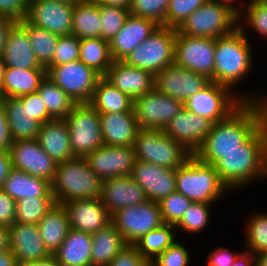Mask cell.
Segmentation results:
<instances>
[{
	"label": "cell",
	"instance_id": "6",
	"mask_svg": "<svg viewBox=\"0 0 267 266\" xmlns=\"http://www.w3.org/2000/svg\"><path fill=\"white\" fill-rule=\"evenodd\" d=\"M238 28V12L220 0H207L176 29L193 37L218 38Z\"/></svg>",
	"mask_w": 267,
	"mask_h": 266
},
{
	"label": "cell",
	"instance_id": "57",
	"mask_svg": "<svg viewBox=\"0 0 267 266\" xmlns=\"http://www.w3.org/2000/svg\"><path fill=\"white\" fill-rule=\"evenodd\" d=\"M17 23L14 19L0 15V54L4 50L6 40L11 28Z\"/></svg>",
	"mask_w": 267,
	"mask_h": 266
},
{
	"label": "cell",
	"instance_id": "58",
	"mask_svg": "<svg viewBox=\"0 0 267 266\" xmlns=\"http://www.w3.org/2000/svg\"><path fill=\"white\" fill-rule=\"evenodd\" d=\"M12 168L9 151L0 152V189Z\"/></svg>",
	"mask_w": 267,
	"mask_h": 266
},
{
	"label": "cell",
	"instance_id": "61",
	"mask_svg": "<svg viewBox=\"0 0 267 266\" xmlns=\"http://www.w3.org/2000/svg\"><path fill=\"white\" fill-rule=\"evenodd\" d=\"M16 263L17 259L10 249L0 253V266H16Z\"/></svg>",
	"mask_w": 267,
	"mask_h": 266
},
{
	"label": "cell",
	"instance_id": "54",
	"mask_svg": "<svg viewBox=\"0 0 267 266\" xmlns=\"http://www.w3.org/2000/svg\"><path fill=\"white\" fill-rule=\"evenodd\" d=\"M241 252L232 251L226 246H218L213 250H210L207 256L208 266H230Z\"/></svg>",
	"mask_w": 267,
	"mask_h": 266
},
{
	"label": "cell",
	"instance_id": "10",
	"mask_svg": "<svg viewBox=\"0 0 267 266\" xmlns=\"http://www.w3.org/2000/svg\"><path fill=\"white\" fill-rule=\"evenodd\" d=\"M243 101L228 87L210 82L201 91L189 97L184 108L212 123L225 120Z\"/></svg>",
	"mask_w": 267,
	"mask_h": 266
},
{
	"label": "cell",
	"instance_id": "42",
	"mask_svg": "<svg viewBox=\"0 0 267 266\" xmlns=\"http://www.w3.org/2000/svg\"><path fill=\"white\" fill-rule=\"evenodd\" d=\"M214 204L192 202L185 211L182 219L175 225L177 232L193 234V236L205 231L210 225L211 206Z\"/></svg>",
	"mask_w": 267,
	"mask_h": 266
},
{
	"label": "cell",
	"instance_id": "13",
	"mask_svg": "<svg viewBox=\"0 0 267 266\" xmlns=\"http://www.w3.org/2000/svg\"><path fill=\"white\" fill-rule=\"evenodd\" d=\"M111 223L120 232L123 240L133 245L143 235L160 227L163 220L159 204L147 200L116 211L111 215Z\"/></svg>",
	"mask_w": 267,
	"mask_h": 266
},
{
	"label": "cell",
	"instance_id": "12",
	"mask_svg": "<svg viewBox=\"0 0 267 266\" xmlns=\"http://www.w3.org/2000/svg\"><path fill=\"white\" fill-rule=\"evenodd\" d=\"M215 38L193 37L176 30L174 63L214 82Z\"/></svg>",
	"mask_w": 267,
	"mask_h": 266
},
{
	"label": "cell",
	"instance_id": "48",
	"mask_svg": "<svg viewBox=\"0 0 267 266\" xmlns=\"http://www.w3.org/2000/svg\"><path fill=\"white\" fill-rule=\"evenodd\" d=\"M207 0H170L165 17V26L177 29L189 15Z\"/></svg>",
	"mask_w": 267,
	"mask_h": 266
},
{
	"label": "cell",
	"instance_id": "68",
	"mask_svg": "<svg viewBox=\"0 0 267 266\" xmlns=\"http://www.w3.org/2000/svg\"><path fill=\"white\" fill-rule=\"evenodd\" d=\"M145 266H157L155 263H153L152 261H148Z\"/></svg>",
	"mask_w": 267,
	"mask_h": 266
},
{
	"label": "cell",
	"instance_id": "33",
	"mask_svg": "<svg viewBox=\"0 0 267 266\" xmlns=\"http://www.w3.org/2000/svg\"><path fill=\"white\" fill-rule=\"evenodd\" d=\"M46 75V69L6 67L2 85V97L19 98L27 94L36 93Z\"/></svg>",
	"mask_w": 267,
	"mask_h": 266
},
{
	"label": "cell",
	"instance_id": "41",
	"mask_svg": "<svg viewBox=\"0 0 267 266\" xmlns=\"http://www.w3.org/2000/svg\"><path fill=\"white\" fill-rule=\"evenodd\" d=\"M238 27L245 34V36L252 41L249 37L248 31L251 33L267 39V2L266 1H251L246 3L238 12ZM250 27V28H249ZM249 28V29H247ZM247 29V30H246ZM248 34V36H247Z\"/></svg>",
	"mask_w": 267,
	"mask_h": 266
},
{
	"label": "cell",
	"instance_id": "65",
	"mask_svg": "<svg viewBox=\"0 0 267 266\" xmlns=\"http://www.w3.org/2000/svg\"><path fill=\"white\" fill-rule=\"evenodd\" d=\"M220 1L221 2H224V3L228 4V5H230L234 10H236L237 12H239L244 6H246V3H250L252 0H249V2L247 0V2L245 1V3H243V4H241V3L238 4V0L237 1L236 0H220Z\"/></svg>",
	"mask_w": 267,
	"mask_h": 266
},
{
	"label": "cell",
	"instance_id": "67",
	"mask_svg": "<svg viewBox=\"0 0 267 266\" xmlns=\"http://www.w3.org/2000/svg\"><path fill=\"white\" fill-rule=\"evenodd\" d=\"M85 1H89V0H65V2H69V3L85 2Z\"/></svg>",
	"mask_w": 267,
	"mask_h": 266
},
{
	"label": "cell",
	"instance_id": "56",
	"mask_svg": "<svg viewBox=\"0 0 267 266\" xmlns=\"http://www.w3.org/2000/svg\"><path fill=\"white\" fill-rule=\"evenodd\" d=\"M12 143L6 110L0 101V152L8 151Z\"/></svg>",
	"mask_w": 267,
	"mask_h": 266
},
{
	"label": "cell",
	"instance_id": "59",
	"mask_svg": "<svg viewBox=\"0 0 267 266\" xmlns=\"http://www.w3.org/2000/svg\"><path fill=\"white\" fill-rule=\"evenodd\" d=\"M230 266H256L255 255L244 250L237 256L236 260Z\"/></svg>",
	"mask_w": 267,
	"mask_h": 266
},
{
	"label": "cell",
	"instance_id": "19",
	"mask_svg": "<svg viewBox=\"0 0 267 266\" xmlns=\"http://www.w3.org/2000/svg\"><path fill=\"white\" fill-rule=\"evenodd\" d=\"M131 177L148 200L159 202L176 192V170L135 159Z\"/></svg>",
	"mask_w": 267,
	"mask_h": 266
},
{
	"label": "cell",
	"instance_id": "53",
	"mask_svg": "<svg viewBox=\"0 0 267 266\" xmlns=\"http://www.w3.org/2000/svg\"><path fill=\"white\" fill-rule=\"evenodd\" d=\"M18 99L21 102H29V110L40 124L54 120L37 92L21 96Z\"/></svg>",
	"mask_w": 267,
	"mask_h": 266
},
{
	"label": "cell",
	"instance_id": "52",
	"mask_svg": "<svg viewBox=\"0 0 267 266\" xmlns=\"http://www.w3.org/2000/svg\"><path fill=\"white\" fill-rule=\"evenodd\" d=\"M30 0H0V15L19 22L26 18Z\"/></svg>",
	"mask_w": 267,
	"mask_h": 266
},
{
	"label": "cell",
	"instance_id": "8",
	"mask_svg": "<svg viewBox=\"0 0 267 266\" xmlns=\"http://www.w3.org/2000/svg\"><path fill=\"white\" fill-rule=\"evenodd\" d=\"M176 29L159 25L123 61L154 76L174 63Z\"/></svg>",
	"mask_w": 267,
	"mask_h": 266
},
{
	"label": "cell",
	"instance_id": "17",
	"mask_svg": "<svg viewBox=\"0 0 267 266\" xmlns=\"http://www.w3.org/2000/svg\"><path fill=\"white\" fill-rule=\"evenodd\" d=\"M210 82L206 76L173 63L155 75L154 87L162 94L185 103Z\"/></svg>",
	"mask_w": 267,
	"mask_h": 266
},
{
	"label": "cell",
	"instance_id": "51",
	"mask_svg": "<svg viewBox=\"0 0 267 266\" xmlns=\"http://www.w3.org/2000/svg\"><path fill=\"white\" fill-rule=\"evenodd\" d=\"M147 262L134 245L127 244L108 266H145Z\"/></svg>",
	"mask_w": 267,
	"mask_h": 266
},
{
	"label": "cell",
	"instance_id": "36",
	"mask_svg": "<svg viewBox=\"0 0 267 266\" xmlns=\"http://www.w3.org/2000/svg\"><path fill=\"white\" fill-rule=\"evenodd\" d=\"M72 35L80 40L101 38L99 4L93 0L74 3Z\"/></svg>",
	"mask_w": 267,
	"mask_h": 266
},
{
	"label": "cell",
	"instance_id": "20",
	"mask_svg": "<svg viewBox=\"0 0 267 266\" xmlns=\"http://www.w3.org/2000/svg\"><path fill=\"white\" fill-rule=\"evenodd\" d=\"M213 123L185 108L163 129L166 135L194 154L210 133Z\"/></svg>",
	"mask_w": 267,
	"mask_h": 266
},
{
	"label": "cell",
	"instance_id": "39",
	"mask_svg": "<svg viewBox=\"0 0 267 266\" xmlns=\"http://www.w3.org/2000/svg\"><path fill=\"white\" fill-rule=\"evenodd\" d=\"M37 93L53 119H65L76 105L47 75L41 81Z\"/></svg>",
	"mask_w": 267,
	"mask_h": 266
},
{
	"label": "cell",
	"instance_id": "7",
	"mask_svg": "<svg viewBox=\"0 0 267 266\" xmlns=\"http://www.w3.org/2000/svg\"><path fill=\"white\" fill-rule=\"evenodd\" d=\"M133 148L135 159L174 170L193 155L160 129H139Z\"/></svg>",
	"mask_w": 267,
	"mask_h": 266
},
{
	"label": "cell",
	"instance_id": "63",
	"mask_svg": "<svg viewBox=\"0 0 267 266\" xmlns=\"http://www.w3.org/2000/svg\"><path fill=\"white\" fill-rule=\"evenodd\" d=\"M99 5H106V6H119L123 8L129 9L131 0H93Z\"/></svg>",
	"mask_w": 267,
	"mask_h": 266
},
{
	"label": "cell",
	"instance_id": "26",
	"mask_svg": "<svg viewBox=\"0 0 267 266\" xmlns=\"http://www.w3.org/2000/svg\"><path fill=\"white\" fill-rule=\"evenodd\" d=\"M104 145L133 147L139 126L134 111L99 113Z\"/></svg>",
	"mask_w": 267,
	"mask_h": 266
},
{
	"label": "cell",
	"instance_id": "9",
	"mask_svg": "<svg viewBox=\"0 0 267 266\" xmlns=\"http://www.w3.org/2000/svg\"><path fill=\"white\" fill-rule=\"evenodd\" d=\"M64 120L69 128L70 148L75 157L84 158L104 145L99 112L90 103L76 104Z\"/></svg>",
	"mask_w": 267,
	"mask_h": 266
},
{
	"label": "cell",
	"instance_id": "30",
	"mask_svg": "<svg viewBox=\"0 0 267 266\" xmlns=\"http://www.w3.org/2000/svg\"><path fill=\"white\" fill-rule=\"evenodd\" d=\"M1 189L16 202L24 198L53 197L50 182L13 167Z\"/></svg>",
	"mask_w": 267,
	"mask_h": 266
},
{
	"label": "cell",
	"instance_id": "60",
	"mask_svg": "<svg viewBox=\"0 0 267 266\" xmlns=\"http://www.w3.org/2000/svg\"><path fill=\"white\" fill-rule=\"evenodd\" d=\"M16 266H60L53 254L45 259H41L35 262H19L17 261Z\"/></svg>",
	"mask_w": 267,
	"mask_h": 266
},
{
	"label": "cell",
	"instance_id": "29",
	"mask_svg": "<svg viewBox=\"0 0 267 266\" xmlns=\"http://www.w3.org/2000/svg\"><path fill=\"white\" fill-rule=\"evenodd\" d=\"M7 114L11 138L17 140L36 139L41 124L29 110V102H21L18 98H1Z\"/></svg>",
	"mask_w": 267,
	"mask_h": 266
},
{
	"label": "cell",
	"instance_id": "24",
	"mask_svg": "<svg viewBox=\"0 0 267 266\" xmlns=\"http://www.w3.org/2000/svg\"><path fill=\"white\" fill-rule=\"evenodd\" d=\"M100 198L111 215L118 210L142 204L148 200L144 190L131 176L104 180Z\"/></svg>",
	"mask_w": 267,
	"mask_h": 266
},
{
	"label": "cell",
	"instance_id": "3",
	"mask_svg": "<svg viewBox=\"0 0 267 266\" xmlns=\"http://www.w3.org/2000/svg\"><path fill=\"white\" fill-rule=\"evenodd\" d=\"M222 182L234 192L267 179V120L242 144L214 165Z\"/></svg>",
	"mask_w": 267,
	"mask_h": 266
},
{
	"label": "cell",
	"instance_id": "47",
	"mask_svg": "<svg viewBox=\"0 0 267 266\" xmlns=\"http://www.w3.org/2000/svg\"><path fill=\"white\" fill-rule=\"evenodd\" d=\"M170 0H131L129 11L132 15L154 20L165 26V17Z\"/></svg>",
	"mask_w": 267,
	"mask_h": 266
},
{
	"label": "cell",
	"instance_id": "46",
	"mask_svg": "<svg viewBox=\"0 0 267 266\" xmlns=\"http://www.w3.org/2000/svg\"><path fill=\"white\" fill-rule=\"evenodd\" d=\"M163 223L176 225L185 211L192 204V201L183 194L174 192L158 202Z\"/></svg>",
	"mask_w": 267,
	"mask_h": 266
},
{
	"label": "cell",
	"instance_id": "64",
	"mask_svg": "<svg viewBox=\"0 0 267 266\" xmlns=\"http://www.w3.org/2000/svg\"><path fill=\"white\" fill-rule=\"evenodd\" d=\"M255 265L267 266V251H263L255 255Z\"/></svg>",
	"mask_w": 267,
	"mask_h": 266
},
{
	"label": "cell",
	"instance_id": "28",
	"mask_svg": "<svg viewBox=\"0 0 267 266\" xmlns=\"http://www.w3.org/2000/svg\"><path fill=\"white\" fill-rule=\"evenodd\" d=\"M36 140L56 164L75 158L70 148L69 128L64 119L41 124Z\"/></svg>",
	"mask_w": 267,
	"mask_h": 266
},
{
	"label": "cell",
	"instance_id": "14",
	"mask_svg": "<svg viewBox=\"0 0 267 266\" xmlns=\"http://www.w3.org/2000/svg\"><path fill=\"white\" fill-rule=\"evenodd\" d=\"M183 108V102L162 94L155 87L133 100V111L140 129L163 130Z\"/></svg>",
	"mask_w": 267,
	"mask_h": 266
},
{
	"label": "cell",
	"instance_id": "34",
	"mask_svg": "<svg viewBox=\"0 0 267 266\" xmlns=\"http://www.w3.org/2000/svg\"><path fill=\"white\" fill-rule=\"evenodd\" d=\"M127 245L120 232L110 223L92 234V266H108L112 259Z\"/></svg>",
	"mask_w": 267,
	"mask_h": 266
},
{
	"label": "cell",
	"instance_id": "22",
	"mask_svg": "<svg viewBox=\"0 0 267 266\" xmlns=\"http://www.w3.org/2000/svg\"><path fill=\"white\" fill-rule=\"evenodd\" d=\"M158 24L148 18L129 13L121 30L109 42L113 61H123L136 47L147 39Z\"/></svg>",
	"mask_w": 267,
	"mask_h": 266
},
{
	"label": "cell",
	"instance_id": "45",
	"mask_svg": "<svg viewBox=\"0 0 267 266\" xmlns=\"http://www.w3.org/2000/svg\"><path fill=\"white\" fill-rule=\"evenodd\" d=\"M129 13L127 8L99 5L101 38L110 42L123 27Z\"/></svg>",
	"mask_w": 267,
	"mask_h": 266
},
{
	"label": "cell",
	"instance_id": "43",
	"mask_svg": "<svg viewBox=\"0 0 267 266\" xmlns=\"http://www.w3.org/2000/svg\"><path fill=\"white\" fill-rule=\"evenodd\" d=\"M267 211H256L245 221V245L247 251L256 255L267 251Z\"/></svg>",
	"mask_w": 267,
	"mask_h": 266
},
{
	"label": "cell",
	"instance_id": "35",
	"mask_svg": "<svg viewBox=\"0 0 267 266\" xmlns=\"http://www.w3.org/2000/svg\"><path fill=\"white\" fill-rule=\"evenodd\" d=\"M99 113L133 111V100L101 77L89 102Z\"/></svg>",
	"mask_w": 267,
	"mask_h": 266
},
{
	"label": "cell",
	"instance_id": "62",
	"mask_svg": "<svg viewBox=\"0 0 267 266\" xmlns=\"http://www.w3.org/2000/svg\"><path fill=\"white\" fill-rule=\"evenodd\" d=\"M8 228L0 225V253L9 250Z\"/></svg>",
	"mask_w": 267,
	"mask_h": 266
},
{
	"label": "cell",
	"instance_id": "40",
	"mask_svg": "<svg viewBox=\"0 0 267 266\" xmlns=\"http://www.w3.org/2000/svg\"><path fill=\"white\" fill-rule=\"evenodd\" d=\"M27 32L30 45L38 60L45 68L52 62L60 35L30 24L26 19L18 22Z\"/></svg>",
	"mask_w": 267,
	"mask_h": 266
},
{
	"label": "cell",
	"instance_id": "66",
	"mask_svg": "<svg viewBox=\"0 0 267 266\" xmlns=\"http://www.w3.org/2000/svg\"><path fill=\"white\" fill-rule=\"evenodd\" d=\"M5 64L3 62V59L0 55V96L2 98V85H3V82H4V71H5Z\"/></svg>",
	"mask_w": 267,
	"mask_h": 266
},
{
	"label": "cell",
	"instance_id": "2",
	"mask_svg": "<svg viewBox=\"0 0 267 266\" xmlns=\"http://www.w3.org/2000/svg\"><path fill=\"white\" fill-rule=\"evenodd\" d=\"M251 45L239 27L226 36L216 38L214 82L228 87L243 102H267V95L263 91L254 90L243 95L236 92L239 81L246 79L253 71L255 61Z\"/></svg>",
	"mask_w": 267,
	"mask_h": 266
},
{
	"label": "cell",
	"instance_id": "44",
	"mask_svg": "<svg viewBox=\"0 0 267 266\" xmlns=\"http://www.w3.org/2000/svg\"><path fill=\"white\" fill-rule=\"evenodd\" d=\"M54 204V197L24 198L17 201L15 222L37 225Z\"/></svg>",
	"mask_w": 267,
	"mask_h": 266
},
{
	"label": "cell",
	"instance_id": "15",
	"mask_svg": "<svg viewBox=\"0 0 267 266\" xmlns=\"http://www.w3.org/2000/svg\"><path fill=\"white\" fill-rule=\"evenodd\" d=\"M74 3L30 0L26 20L39 28L64 36L72 34Z\"/></svg>",
	"mask_w": 267,
	"mask_h": 266
},
{
	"label": "cell",
	"instance_id": "25",
	"mask_svg": "<svg viewBox=\"0 0 267 266\" xmlns=\"http://www.w3.org/2000/svg\"><path fill=\"white\" fill-rule=\"evenodd\" d=\"M104 78L132 100L152 90L155 84L151 72L129 66L124 61H113Z\"/></svg>",
	"mask_w": 267,
	"mask_h": 266
},
{
	"label": "cell",
	"instance_id": "38",
	"mask_svg": "<svg viewBox=\"0 0 267 266\" xmlns=\"http://www.w3.org/2000/svg\"><path fill=\"white\" fill-rule=\"evenodd\" d=\"M79 60L104 77L113 62L109 41L102 38L81 39Z\"/></svg>",
	"mask_w": 267,
	"mask_h": 266
},
{
	"label": "cell",
	"instance_id": "31",
	"mask_svg": "<svg viewBox=\"0 0 267 266\" xmlns=\"http://www.w3.org/2000/svg\"><path fill=\"white\" fill-rule=\"evenodd\" d=\"M92 234L70 229L53 253L60 266H92Z\"/></svg>",
	"mask_w": 267,
	"mask_h": 266
},
{
	"label": "cell",
	"instance_id": "50",
	"mask_svg": "<svg viewBox=\"0 0 267 266\" xmlns=\"http://www.w3.org/2000/svg\"><path fill=\"white\" fill-rule=\"evenodd\" d=\"M190 251L179 239L152 260L157 266H189Z\"/></svg>",
	"mask_w": 267,
	"mask_h": 266
},
{
	"label": "cell",
	"instance_id": "23",
	"mask_svg": "<svg viewBox=\"0 0 267 266\" xmlns=\"http://www.w3.org/2000/svg\"><path fill=\"white\" fill-rule=\"evenodd\" d=\"M8 228L9 248L19 262H35L51 255L36 224L14 222Z\"/></svg>",
	"mask_w": 267,
	"mask_h": 266
},
{
	"label": "cell",
	"instance_id": "21",
	"mask_svg": "<svg viewBox=\"0 0 267 266\" xmlns=\"http://www.w3.org/2000/svg\"><path fill=\"white\" fill-rule=\"evenodd\" d=\"M63 206L68 213L70 229L93 234L111 223V214L100 197L68 201Z\"/></svg>",
	"mask_w": 267,
	"mask_h": 266
},
{
	"label": "cell",
	"instance_id": "32",
	"mask_svg": "<svg viewBox=\"0 0 267 266\" xmlns=\"http://www.w3.org/2000/svg\"><path fill=\"white\" fill-rule=\"evenodd\" d=\"M37 227L45 247L53 254L70 230L69 217L65 207L55 203L38 222Z\"/></svg>",
	"mask_w": 267,
	"mask_h": 266
},
{
	"label": "cell",
	"instance_id": "5",
	"mask_svg": "<svg viewBox=\"0 0 267 266\" xmlns=\"http://www.w3.org/2000/svg\"><path fill=\"white\" fill-rule=\"evenodd\" d=\"M176 192L192 202L215 204L231 193L213 165L192 155L176 169Z\"/></svg>",
	"mask_w": 267,
	"mask_h": 266
},
{
	"label": "cell",
	"instance_id": "27",
	"mask_svg": "<svg viewBox=\"0 0 267 266\" xmlns=\"http://www.w3.org/2000/svg\"><path fill=\"white\" fill-rule=\"evenodd\" d=\"M6 67L18 69H46L30 45L26 30L17 22L10 30L3 52L0 54Z\"/></svg>",
	"mask_w": 267,
	"mask_h": 266
},
{
	"label": "cell",
	"instance_id": "4",
	"mask_svg": "<svg viewBox=\"0 0 267 266\" xmlns=\"http://www.w3.org/2000/svg\"><path fill=\"white\" fill-rule=\"evenodd\" d=\"M103 181L89 167L84 158L58 163L51 193L56 204L101 197Z\"/></svg>",
	"mask_w": 267,
	"mask_h": 266
},
{
	"label": "cell",
	"instance_id": "11",
	"mask_svg": "<svg viewBox=\"0 0 267 266\" xmlns=\"http://www.w3.org/2000/svg\"><path fill=\"white\" fill-rule=\"evenodd\" d=\"M47 76L76 104L89 103L101 76L82 61L52 66Z\"/></svg>",
	"mask_w": 267,
	"mask_h": 266
},
{
	"label": "cell",
	"instance_id": "55",
	"mask_svg": "<svg viewBox=\"0 0 267 266\" xmlns=\"http://www.w3.org/2000/svg\"><path fill=\"white\" fill-rule=\"evenodd\" d=\"M16 201L0 189V225L9 227L15 222Z\"/></svg>",
	"mask_w": 267,
	"mask_h": 266
},
{
	"label": "cell",
	"instance_id": "1",
	"mask_svg": "<svg viewBox=\"0 0 267 266\" xmlns=\"http://www.w3.org/2000/svg\"><path fill=\"white\" fill-rule=\"evenodd\" d=\"M267 120V102H243L225 120L213 123L210 133L193 154L214 165L242 144Z\"/></svg>",
	"mask_w": 267,
	"mask_h": 266
},
{
	"label": "cell",
	"instance_id": "49",
	"mask_svg": "<svg viewBox=\"0 0 267 266\" xmlns=\"http://www.w3.org/2000/svg\"><path fill=\"white\" fill-rule=\"evenodd\" d=\"M80 39L72 34L60 36L54 51L52 62L46 67L48 71L52 66L79 60Z\"/></svg>",
	"mask_w": 267,
	"mask_h": 266
},
{
	"label": "cell",
	"instance_id": "16",
	"mask_svg": "<svg viewBox=\"0 0 267 266\" xmlns=\"http://www.w3.org/2000/svg\"><path fill=\"white\" fill-rule=\"evenodd\" d=\"M8 151L13 168L53 182L57 164L36 139L14 141Z\"/></svg>",
	"mask_w": 267,
	"mask_h": 266
},
{
	"label": "cell",
	"instance_id": "18",
	"mask_svg": "<svg viewBox=\"0 0 267 266\" xmlns=\"http://www.w3.org/2000/svg\"><path fill=\"white\" fill-rule=\"evenodd\" d=\"M89 167L104 181L131 176L135 154L133 147L102 145L84 157Z\"/></svg>",
	"mask_w": 267,
	"mask_h": 266
},
{
	"label": "cell",
	"instance_id": "37",
	"mask_svg": "<svg viewBox=\"0 0 267 266\" xmlns=\"http://www.w3.org/2000/svg\"><path fill=\"white\" fill-rule=\"evenodd\" d=\"M177 234L174 225L163 223L160 227L143 235L133 245L147 261H152L178 240Z\"/></svg>",
	"mask_w": 267,
	"mask_h": 266
}]
</instances>
